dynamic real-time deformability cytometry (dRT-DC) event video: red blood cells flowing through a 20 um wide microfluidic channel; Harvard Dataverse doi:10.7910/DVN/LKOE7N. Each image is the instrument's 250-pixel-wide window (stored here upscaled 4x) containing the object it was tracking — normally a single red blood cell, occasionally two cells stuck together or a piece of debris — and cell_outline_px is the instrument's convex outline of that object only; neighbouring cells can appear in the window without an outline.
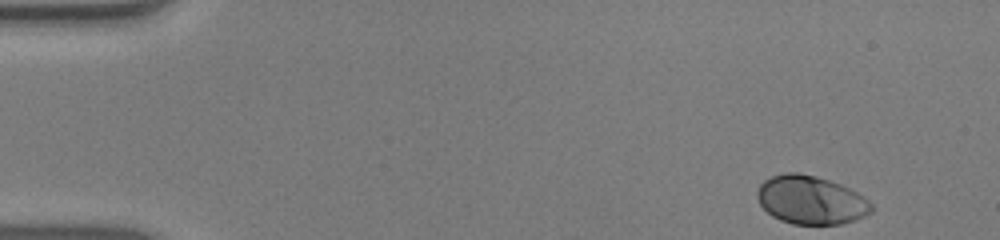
{"species": "human", "species_latin": "Homo sapiens", "temperature_condition": "warm", "stored_images_in_passage": 50, "camera_frame_rate_fps": 3000, "um_per_image_px": 0.085, "donor": {"sex": "male"}, "frame": {"image": 1, "passage_image": 1, "time_ms": 0.0, "image_size_px": [1000, 240], "cell_outline_px": [[872, 212], [864, 216], [840, 224], [792, 224], [780, 220], [772, 216], [760, 204], [756, 196], [756, 192], [760, 184], [764, 180], [772, 176], [784, 172], [800, 172], [816, 176], [840, 184], [856, 192], [868, 200], [872, 204]], "centroid_in_image_um": [68.89, 16.99], "position_along_channel_um": 16.1, "area_um2": 32.19}}
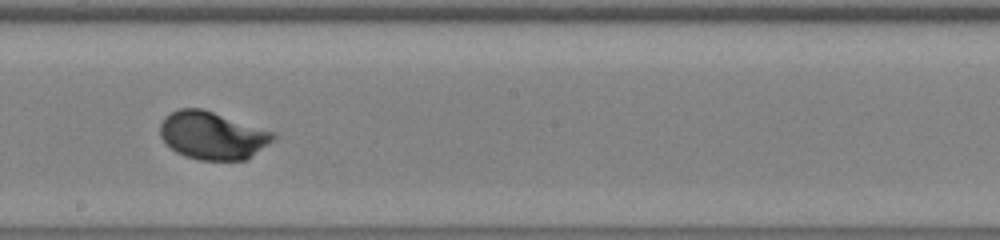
{"frame": {"image": 2, "passage_image": 27, "time_ms": 8.667, "image_size_px": [1000, 240], "cell_outline_px": [[276, 136], [272, 140], [248, 160], [200, 160], [184, 156], [176, 152], [160, 136], [160, 124], [164, 116], [180, 108], [200, 108], [276, 132]], "centroid_in_image_um": [18.06, 11.52], "position_along_channel_um": 230.1, "area_um2": 31.39}}
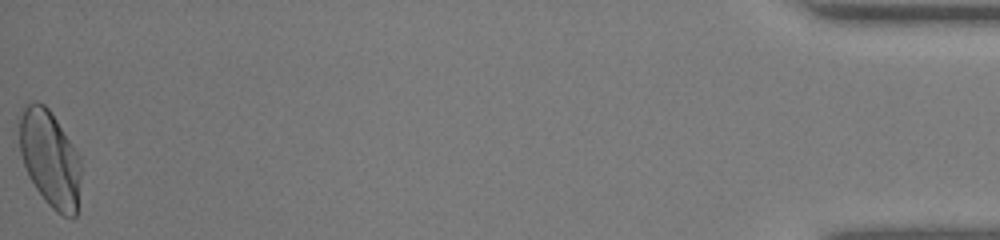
{"frame": {"image": 3, "passage_image": 50, "time_ms": 16.333, "image_size_px": [1000, 240], "cell_outline_px": [[80, 176], [76, 216], [64, 216], [56, 212], [44, 200], [28, 176], [20, 152], [16, 120], [16, 116], [32, 100], [36, 100], [44, 104], [48, 108], [80, 156]], "centroid_in_image_um": [4.19, 13.43], "position_along_channel_um": 431.0, "area_um2": 34.91}, "authors_computed_cell_mechanics": {"area_um2": 31.1542, "velocity_mm_per_s": 3.8881, "shape_relaxation_time_tau1_ms": 1.9526, "shape_relaxation_time_tau2_ms": null, "deformation_change_tau1": 0.1374, "deformation_change_tau2": null}}